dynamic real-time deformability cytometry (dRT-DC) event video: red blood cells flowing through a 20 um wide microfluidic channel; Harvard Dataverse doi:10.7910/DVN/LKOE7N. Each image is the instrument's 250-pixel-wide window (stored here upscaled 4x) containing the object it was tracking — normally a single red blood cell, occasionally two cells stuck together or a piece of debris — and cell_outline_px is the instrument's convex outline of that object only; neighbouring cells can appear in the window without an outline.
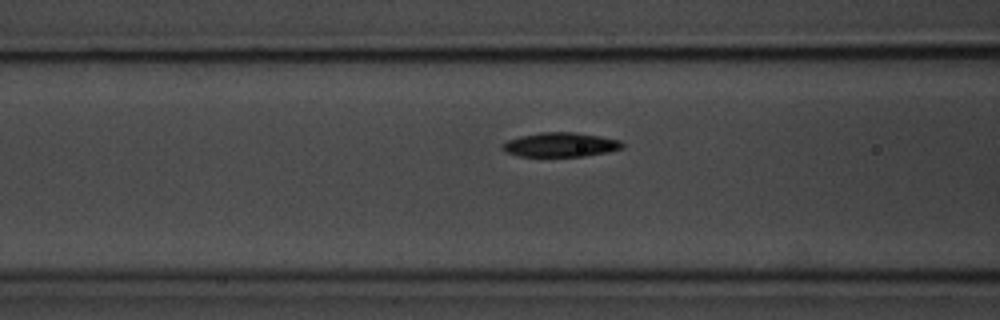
{"species": "common noctule bat (a hibernating species)", "species_latin": "Nyctalus noctula", "temperature_condition": "room temperature", "stored_images_in_passage": 34, "camera_frame_rate_fps": 3000, "um_per_image_px": 0.085, "animal": {"sex": "male", "body_mass_g": 20.1, "forearm_length_mm": 53.5}, "frame": {"image": 1, "passage_image": 5, "time_ms": 1.333, "image_size_px": [1000, 320], "cell_outline_px": [[624, 148], [608, 152], [584, 156], [516, 156], [504, 152], [500, 148], [500, 144], [508, 140], [520, 136], [540, 132], [576, 132], [600, 136], [620, 140], [624, 144]], "centroid_in_image_um": [47.61, 12.3], "position_along_channel_um": 119.0, "area_um2": 17.22}}
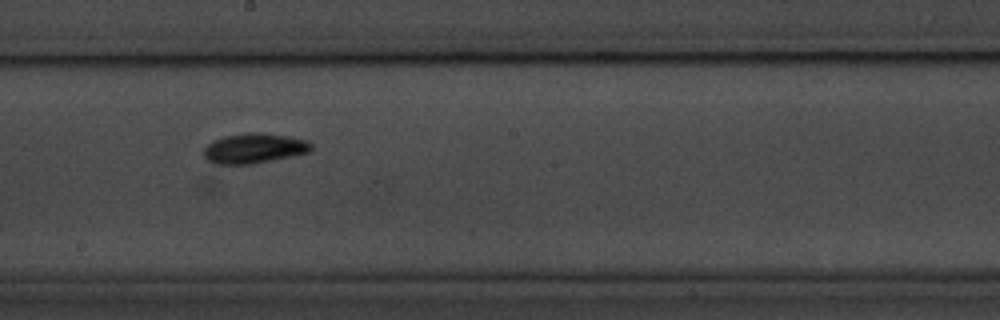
{"frame": {"image": 2, "passage_image": 14, "time_ms": 4.333, "image_size_px": [1000, 320], "cell_outline_px": [[312, 148], [308, 152], [292, 156], [252, 164], [220, 164], [208, 160], [204, 156], [204, 148], [212, 140], [224, 136], [248, 132], [260, 132], [288, 136], [308, 140], [312, 144]], "centroid_in_image_um": [21.61, 12.59], "position_along_channel_um": 226.6, "area_um2": 18.79}}
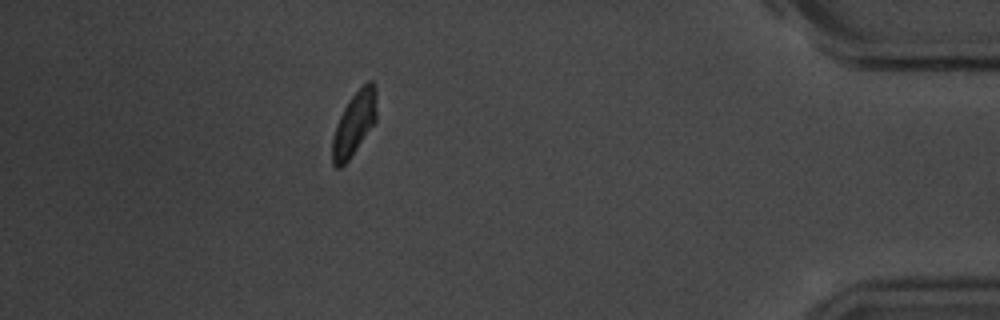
{"frame": {"image": 3, "passage_image": 33, "time_ms": 10.667, "image_size_px": [1000, 320], "cell_outline_px": [[376, 120], [348, 160], [340, 168], [336, 168], [332, 164], [332, 136], [336, 124], [348, 100], [368, 80], [372, 80], [376, 92]], "centroid_in_image_um": [30.08, 10.52], "position_along_channel_um": 405.1, "area_um2": 16.18}}